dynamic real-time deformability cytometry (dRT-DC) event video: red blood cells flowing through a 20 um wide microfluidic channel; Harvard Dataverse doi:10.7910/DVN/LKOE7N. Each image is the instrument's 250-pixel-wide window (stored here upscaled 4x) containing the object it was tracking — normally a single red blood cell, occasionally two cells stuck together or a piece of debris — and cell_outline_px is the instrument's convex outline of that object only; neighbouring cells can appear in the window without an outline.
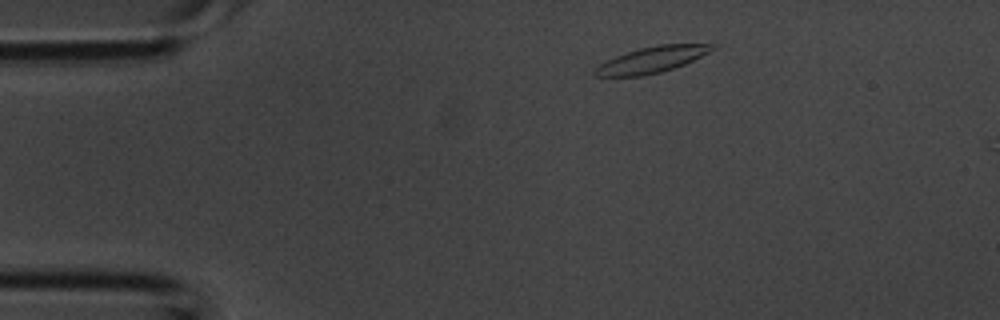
{"species": "common noctule bat (a hibernating species)", "species_latin": "Nyctalus noctula", "temperature_condition": "room temperature", "stored_images_in_passage": 3, "camera_frame_rate_fps": 3000, "um_per_image_px": 0.085, "animal": {"sex": "male", "body_mass_g": 20.1, "forearm_length_mm": 53.5}, "frame": {"image": 1, "passage_image": 1, "time_ms": 0.0, "image_size_px": [1000, 320], "cell_outline_px": [[720, 44], [716, 48], [684, 64], [660, 72], [640, 76], [592, 76], [592, 72], [600, 64], [616, 56], [640, 48], [656, 44]], "centroid_in_image_um": [55.4, 5.07], "position_along_channel_um": 29.6, "area_um2": 17.57}}